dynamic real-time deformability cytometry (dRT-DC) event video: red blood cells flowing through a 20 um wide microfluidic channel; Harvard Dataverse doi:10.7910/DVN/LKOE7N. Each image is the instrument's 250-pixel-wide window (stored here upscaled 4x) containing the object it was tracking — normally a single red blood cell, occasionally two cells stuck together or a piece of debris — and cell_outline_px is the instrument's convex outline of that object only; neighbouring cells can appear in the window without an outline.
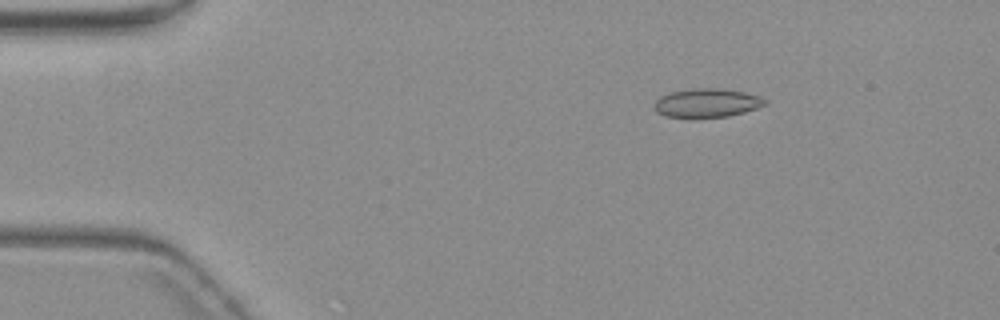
{"species": "common noctule bat (a hibernating species)", "species_latin": "Nyctalus noctula", "temperature_condition": "warm", "stored_images_in_passage": 10, "camera_frame_rate_fps": 3000, "um_per_image_px": 0.085, "animal": {"sex": "female", "body_mass_g": 19.3, "forearm_length_mm": 54.1}, "frame": {"image": 1, "passage_image": 3, "time_ms": 2.667, "image_size_px": [1000, 320], "cell_outline_px": [[768, 104], [744, 112], [728, 116], [664, 116], [656, 112], [652, 104], [660, 96], [672, 92], [692, 88], [720, 88], [744, 92], [760, 96], [768, 100]], "centroid_in_image_um": [60.1, 8.72], "position_along_channel_um": 24.9, "area_um2": 18.38}}
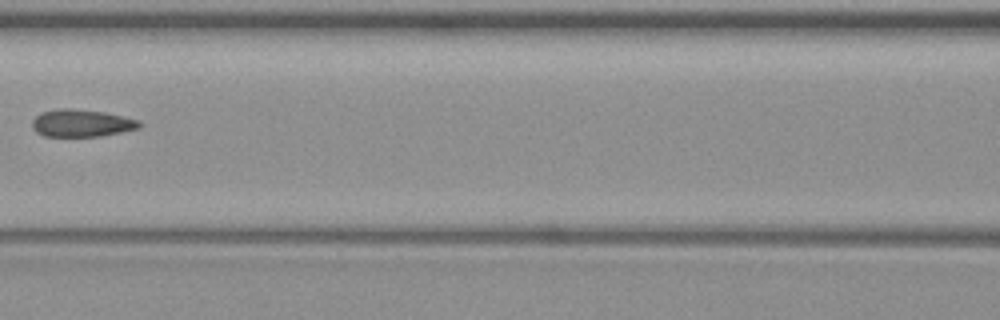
{"frame": {"image": 2, "passage_image": 7, "time_ms": 8.333, "image_size_px": [1000, 320], "cell_outline_px": [[144, 124], [140, 128], [100, 136], [44, 136], [36, 132], [32, 128], [32, 120], [40, 112], [56, 108], [72, 108], [104, 112], [124, 116], [140, 120]], "centroid_in_image_um": [6.94, 10.45], "position_along_channel_um": 159.7, "area_um2": 17.34}}
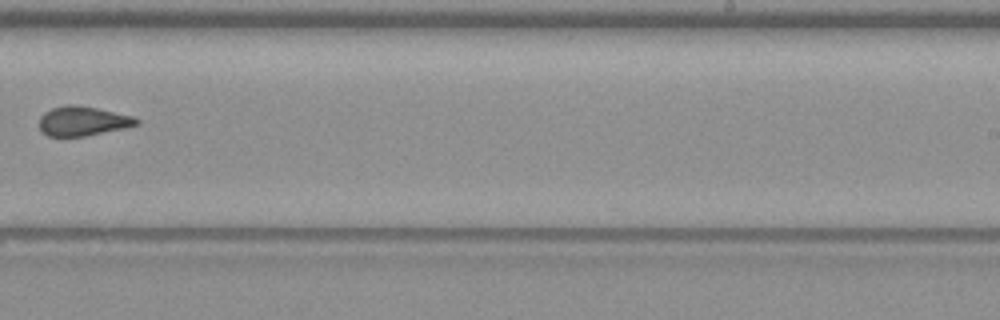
{"frame": {"image": 3, "passage_image": 10, "time_ms": 11.667, "image_size_px": [1000, 320], "cell_outline_px": [[140, 124], [124, 128], [84, 136], [48, 136], [40, 128], [40, 116], [44, 112], [52, 108], [64, 104], [76, 104], [136, 116], [140, 120]], "centroid_in_image_um": [7.07, 10.27], "position_along_channel_um": 281.9, "area_um2": 16.76}}